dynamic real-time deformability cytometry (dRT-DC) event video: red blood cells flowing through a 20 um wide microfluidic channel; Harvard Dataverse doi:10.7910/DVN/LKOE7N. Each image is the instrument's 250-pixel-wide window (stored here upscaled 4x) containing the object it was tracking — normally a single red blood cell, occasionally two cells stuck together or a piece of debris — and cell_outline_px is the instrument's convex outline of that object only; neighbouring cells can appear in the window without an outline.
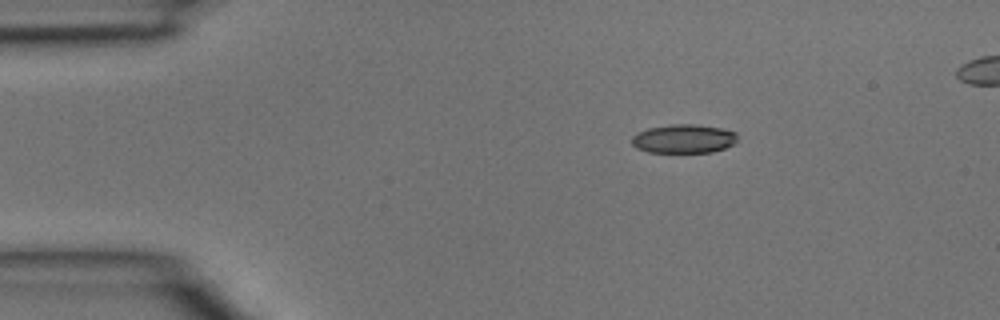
{"species": "common noctule bat (a hibernating species)", "species_latin": "Nyctalus noctula", "temperature_condition": "room temperature", "stored_images_in_passage": 3, "camera_frame_rate_fps": 3000, "um_per_image_px": 0.085, "animal": {"sex": "male", "body_mass_g": 15.6}, "frame": {"image": 1, "passage_image": 1, "time_ms": 0.0, "image_size_px": [1000, 320], "cell_outline_px": [[736, 140], [732, 144], [724, 148], [712, 152], [648, 152], [636, 148], [632, 144], [632, 136], [636, 132], [648, 128], [672, 124], [696, 124], [720, 128], [736, 132]], "centroid_in_image_um": [58.07, 11.79], "position_along_channel_um": 26.9, "area_um2": 17.69}}